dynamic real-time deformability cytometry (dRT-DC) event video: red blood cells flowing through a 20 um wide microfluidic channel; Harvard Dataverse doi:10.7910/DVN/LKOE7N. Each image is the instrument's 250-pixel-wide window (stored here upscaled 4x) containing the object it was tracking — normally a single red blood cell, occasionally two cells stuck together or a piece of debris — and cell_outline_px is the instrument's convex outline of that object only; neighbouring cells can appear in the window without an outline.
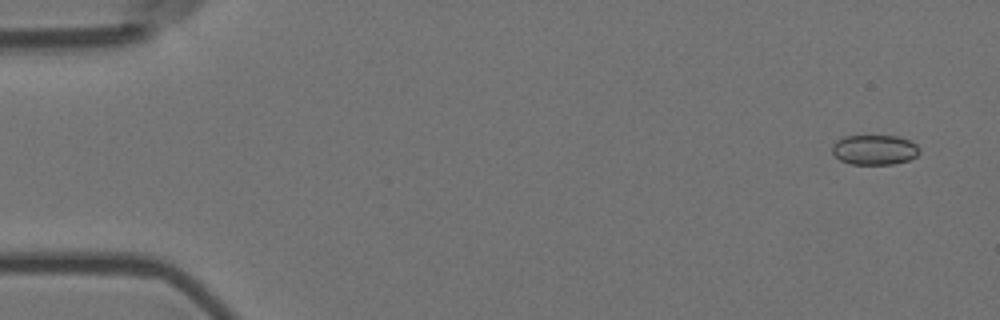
{"species": "Egyptian fruit bat (a non-hibernating species)", "species_latin": "Rousettus aegyptiacus", "temperature_condition": "room temperature", "stored_images_in_passage": 5, "camera_frame_rate_fps": 3000, "um_per_image_px": 0.085, "animal": {"sex": "female"}, "frame": {"image": 1, "passage_image": 1, "time_ms": 0.0, "image_size_px": [1000, 320], "cell_outline_px": [[920, 152], [916, 156], [908, 160], [892, 164], [852, 164], [840, 160], [832, 152], [832, 144], [836, 140], [844, 136], [900, 136], [916, 144], [920, 148]], "centroid_in_image_um": [74.33, 12.72], "position_along_channel_um": 10.7, "area_um2": 15.26}}
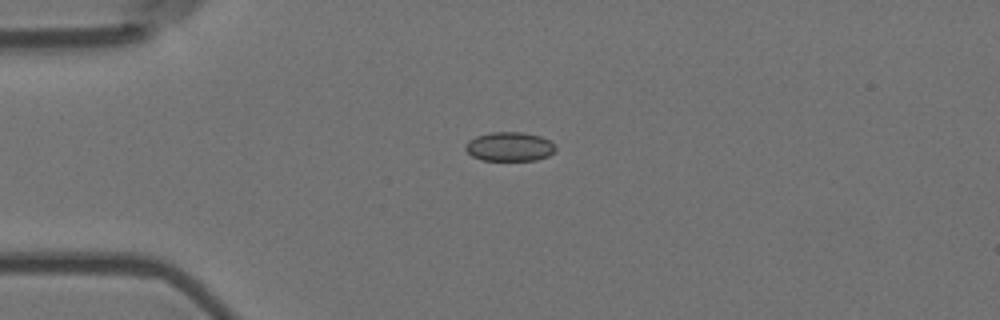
{"frame": {"image": 2, "passage_image": 4, "time_ms": 1.0, "image_size_px": [1000, 320], "cell_outline_px": [[556, 148], [548, 156], [536, 160], [484, 160], [472, 156], [464, 148], [468, 140], [476, 136], [492, 132], [520, 132], [540, 136], [556, 144]], "centroid_in_image_um": [43.31, 12.46], "position_along_channel_um": 41.7, "area_um2": 15.2}}